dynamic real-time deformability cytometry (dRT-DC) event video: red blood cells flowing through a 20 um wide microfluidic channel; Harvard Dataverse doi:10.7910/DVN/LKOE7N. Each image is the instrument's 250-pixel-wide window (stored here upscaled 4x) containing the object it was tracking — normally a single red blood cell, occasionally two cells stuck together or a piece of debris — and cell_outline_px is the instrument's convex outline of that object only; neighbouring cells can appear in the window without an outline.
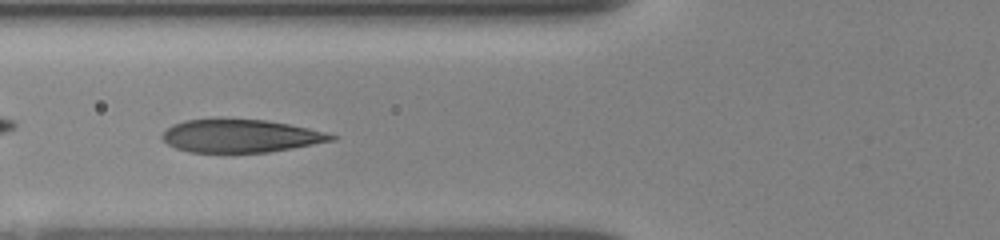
{"species": "human", "species_latin": "Homo sapiens", "temperature_condition": "room temperature", "stored_images_in_passage": 20, "camera_frame_rate_fps": 3000, "um_per_image_px": 0.085, "donor": {"sex": "female"}, "frame": {"image": 1, "passage_image": 19, "time_ms": 5.667, "image_size_px": [1000, 240], "cell_outline_px": [[336, 140], [292, 148], [268, 152], [188, 152], [176, 148], [168, 144], [160, 136], [172, 124], [184, 120], [264, 120], [288, 124], [308, 128], [324, 132], [336, 136]], "centroid_in_image_um": [20.43, 11.57], "position_along_channel_um": 105.4, "area_um2": 31.96}}